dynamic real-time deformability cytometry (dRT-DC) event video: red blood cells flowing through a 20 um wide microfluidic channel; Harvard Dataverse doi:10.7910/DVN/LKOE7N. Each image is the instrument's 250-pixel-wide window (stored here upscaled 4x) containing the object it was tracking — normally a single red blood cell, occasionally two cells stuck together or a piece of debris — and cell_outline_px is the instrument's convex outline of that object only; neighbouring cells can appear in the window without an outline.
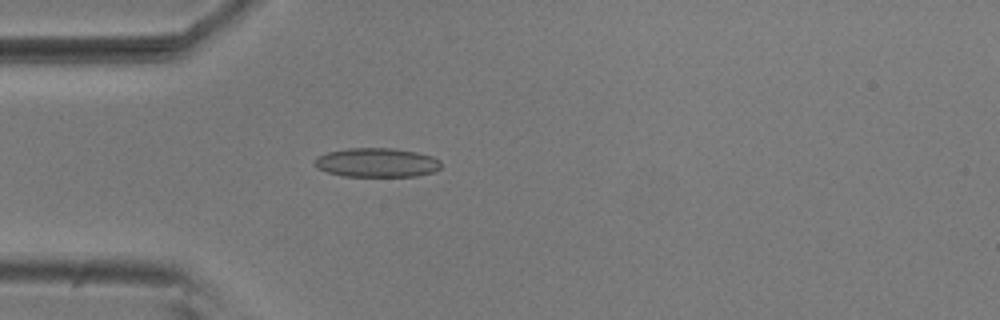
{"species": "common noctule bat (a hibernating species)", "species_latin": "Nyctalus noctula", "temperature_condition": "room temperature", "stored_images_in_passage": 4, "camera_frame_rate_fps": 3000, "um_per_image_px": 0.085, "animal": {"sex": "male", "body_mass_g": 20.5, "forearm_length_mm": 52.5}, "frame": {"image": 1, "passage_image": 4, "time_ms": 1.0, "image_size_px": [1000, 320], "cell_outline_px": [[440, 168], [436, 172], [416, 176], [344, 176], [328, 172], [316, 168], [312, 164], [312, 160], [316, 156], [328, 152], [348, 148], [392, 148], [416, 152], [432, 156], [440, 160]], "centroid_in_image_um": [31.99, 13.82], "position_along_channel_um": 53.0, "area_um2": 21.68}}